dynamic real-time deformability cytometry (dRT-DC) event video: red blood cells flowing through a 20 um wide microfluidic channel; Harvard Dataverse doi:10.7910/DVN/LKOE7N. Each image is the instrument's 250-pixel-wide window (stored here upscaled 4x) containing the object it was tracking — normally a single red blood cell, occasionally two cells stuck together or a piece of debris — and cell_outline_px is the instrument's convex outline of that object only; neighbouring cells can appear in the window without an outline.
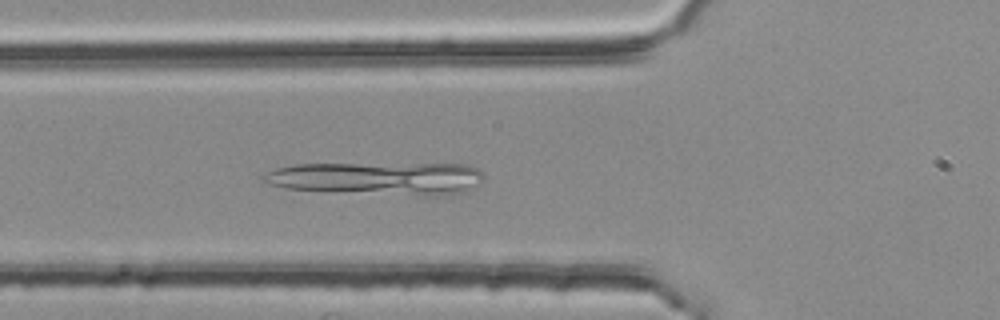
{"species": "common noctule bat (a hibernating species)", "species_latin": "Nyctalus noctula", "temperature_condition": "room temperature", "stored_images_in_passage": 52, "camera_frame_rate_fps": 3000, "um_per_image_px": 0.085, "animal": {"sex": "female", "body_mass_g": 25.1}, "frame": {"image": 1, "passage_image": 19, "time_ms": 6.0, "image_size_px": [1000, 320], "cell_outline_px": [[484, 180], [464, 192], [448, 196], [432, 196], [288, 188], [264, 184], [260, 180], [268, 172], [276, 168], [296, 164], [468, 164], [484, 172]], "centroid_in_image_um": [32.18, 15.15], "position_along_channel_um": 93.6, "area_um2": 42.02}}
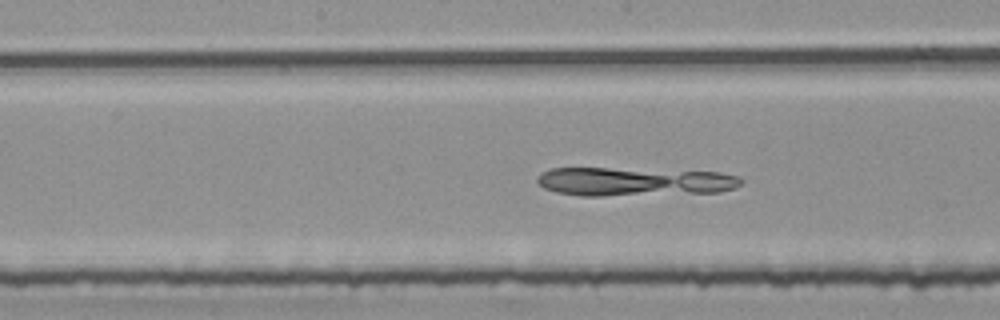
{"frame": {"image": 2, "passage_image": 27, "time_ms": 8.667, "image_size_px": [1000, 320], "cell_outline_px": [[740, 184], [736, 188], [720, 192], [600, 196], [580, 196], [556, 192], [544, 188], [536, 180], [540, 172], [552, 168], [608, 168], [720, 172], [740, 176]], "centroid_in_image_um": [53.89, 15.44], "position_along_channel_um": 194.3, "area_um2": 34.1}}
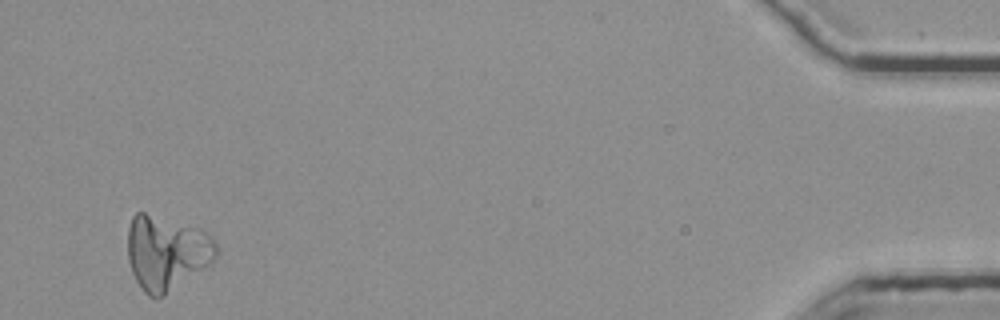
{"frame": {"image": 3, "passage_image": 52, "time_ms": 17.0, "image_size_px": [1000, 320], "cell_outline_px": [[220, 252], [216, 260], [212, 264], [164, 296], [156, 300], [148, 296], [144, 292], [136, 280], [132, 272], [128, 260], [128, 228], [132, 216], [136, 212], [144, 212], [200, 228], [208, 232], [216, 240], [220, 248]], "centroid_in_image_um": [14.21, 21.49], "position_along_channel_um": 421.0, "area_um2": 39.36}}